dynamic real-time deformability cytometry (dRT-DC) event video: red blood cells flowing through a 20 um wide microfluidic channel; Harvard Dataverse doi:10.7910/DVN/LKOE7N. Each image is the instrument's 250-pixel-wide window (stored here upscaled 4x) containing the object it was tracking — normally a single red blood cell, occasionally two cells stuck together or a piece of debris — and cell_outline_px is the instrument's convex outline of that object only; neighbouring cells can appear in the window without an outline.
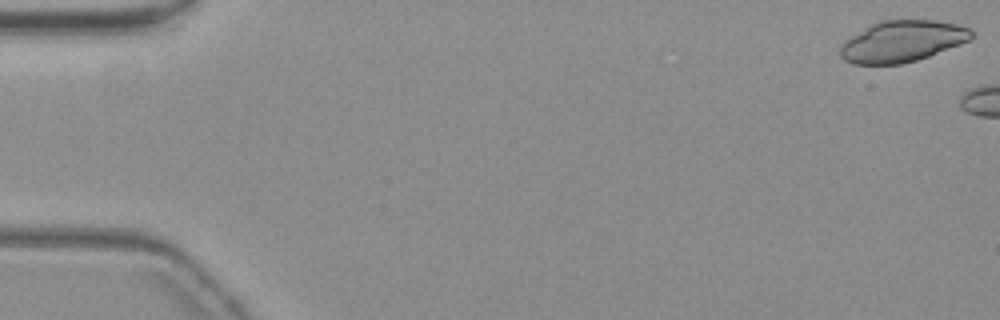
{"species": "common noctule bat (a hibernating species)", "species_latin": "Nyctalus noctula", "temperature_condition": "warm", "stored_images_in_passage": 5, "camera_frame_rate_fps": 3000, "um_per_image_px": 0.085, "animal": {"sex": "female", "body_mass_g": 19.3, "forearm_length_mm": 54.1}, "frame": {"image": 1, "passage_image": 1, "time_ms": 0.0, "image_size_px": [1000, 320], "cell_outline_px": [[972, 36], [968, 40], [960, 44], [928, 56], [916, 60], [900, 64], [856, 64], [844, 60], [840, 56], [840, 44], [844, 40], [876, 20], [936, 20], [956, 24], [968, 28], [972, 32]], "centroid_in_image_um": [76.63, 3.5], "position_along_channel_um": 8.4, "area_um2": 31.56}}